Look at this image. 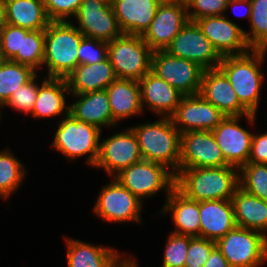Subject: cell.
Wrapping results in <instances>:
<instances>
[{
    "label": "cell",
    "mask_w": 267,
    "mask_h": 267,
    "mask_svg": "<svg viewBox=\"0 0 267 267\" xmlns=\"http://www.w3.org/2000/svg\"><path fill=\"white\" fill-rule=\"evenodd\" d=\"M188 21L185 1L161 2L142 39L153 51L165 50Z\"/></svg>",
    "instance_id": "cell-15"
},
{
    "label": "cell",
    "mask_w": 267,
    "mask_h": 267,
    "mask_svg": "<svg viewBox=\"0 0 267 267\" xmlns=\"http://www.w3.org/2000/svg\"><path fill=\"white\" fill-rule=\"evenodd\" d=\"M37 72L12 60L0 63V104L4 105L19 87L29 82Z\"/></svg>",
    "instance_id": "cell-31"
},
{
    "label": "cell",
    "mask_w": 267,
    "mask_h": 267,
    "mask_svg": "<svg viewBox=\"0 0 267 267\" xmlns=\"http://www.w3.org/2000/svg\"><path fill=\"white\" fill-rule=\"evenodd\" d=\"M215 243L230 267H260L267 261V236L261 232L235 226Z\"/></svg>",
    "instance_id": "cell-7"
},
{
    "label": "cell",
    "mask_w": 267,
    "mask_h": 267,
    "mask_svg": "<svg viewBox=\"0 0 267 267\" xmlns=\"http://www.w3.org/2000/svg\"><path fill=\"white\" fill-rule=\"evenodd\" d=\"M143 160L138 139L131 127L100 142L99 155L94 167L103 168L115 177L123 169Z\"/></svg>",
    "instance_id": "cell-13"
},
{
    "label": "cell",
    "mask_w": 267,
    "mask_h": 267,
    "mask_svg": "<svg viewBox=\"0 0 267 267\" xmlns=\"http://www.w3.org/2000/svg\"><path fill=\"white\" fill-rule=\"evenodd\" d=\"M92 211L109 223L138 222L141 223L143 203L115 177L112 182L103 186L95 201Z\"/></svg>",
    "instance_id": "cell-10"
},
{
    "label": "cell",
    "mask_w": 267,
    "mask_h": 267,
    "mask_svg": "<svg viewBox=\"0 0 267 267\" xmlns=\"http://www.w3.org/2000/svg\"><path fill=\"white\" fill-rule=\"evenodd\" d=\"M252 12L249 20L251 31L245 33L252 49L261 56L263 62L267 55V0H250Z\"/></svg>",
    "instance_id": "cell-32"
},
{
    "label": "cell",
    "mask_w": 267,
    "mask_h": 267,
    "mask_svg": "<svg viewBox=\"0 0 267 267\" xmlns=\"http://www.w3.org/2000/svg\"><path fill=\"white\" fill-rule=\"evenodd\" d=\"M153 50L142 36L122 34L107 42V57L117 78L139 81L151 71Z\"/></svg>",
    "instance_id": "cell-6"
},
{
    "label": "cell",
    "mask_w": 267,
    "mask_h": 267,
    "mask_svg": "<svg viewBox=\"0 0 267 267\" xmlns=\"http://www.w3.org/2000/svg\"><path fill=\"white\" fill-rule=\"evenodd\" d=\"M22 28L7 23L0 26V53L3 60H11L21 52Z\"/></svg>",
    "instance_id": "cell-39"
},
{
    "label": "cell",
    "mask_w": 267,
    "mask_h": 267,
    "mask_svg": "<svg viewBox=\"0 0 267 267\" xmlns=\"http://www.w3.org/2000/svg\"><path fill=\"white\" fill-rule=\"evenodd\" d=\"M103 2L106 5L113 6L115 0H98Z\"/></svg>",
    "instance_id": "cell-48"
},
{
    "label": "cell",
    "mask_w": 267,
    "mask_h": 267,
    "mask_svg": "<svg viewBox=\"0 0 267 267\" xmlns=\"http://www.w3.org/2000/svg\"><path fill=\"white\" fill-rule=\"evenodd\" d=\"M169 55L196 62L204 69L218 68L222 56L195 22L188 21L164 50Z\"/></svg>",
    "instance_id": "cell-11"
},
{
    "label": "cell",
    "mask_w": 267,
    "mask_h": 267,
    "mask_svg": "<svg viewBox=\"0 0 267 267\" xmlns=\"http://www.w3.org/2000/svg\"><path fill=\"white\" fill-rule=\"evenodd\" d=\"M84 35L71 21H51L45 29L43 66L47 76L66 78L78 65V49Z\"/></svg>",
    "instance_id": "cell-3"
},
{
    "label": "cell",
    "mask_w": 267,
    "mask_h": 267,
    "mask_svg": "<svg viewBox=\"0 0 267 267\" xmlns=\"http://www.w3.org/2000/svg\"><path fill=\"white\" fill-rule=\"evenodd\" d=\"M199 94L225 116L251 114L239 101L226 75L219 69H205Z\"/></svg>",
    "instance_id": "cell-19"
},
{
    "label": "cell",
    "mask_w": 267,
    "mask_h": 267,
    "mask_svg": "<svg viewBox=\"0 0 267 267\" xmlns=\"http://www.w3.org/2000/svg\"><path fill=\"white\" fill-rule=\"evenodd\" d=\"M66 94H70L66 78L46 77L38 88L31 116L34 118H53L70 113V105L66 103Z\"/></svg>",
    "instance_id": "cell-26"
},
{
    "label": "cell",
    "mask_w": 267,
    "mask_h": 267,
    "mask_svg": "<svg viewBox=\"0 0 267 267\" xmlns=\"http://www.w3.org/2000/svg\"><path fill=\"white\" fill-rule=\"evenodd\" d=\"M226 116L199 93L182 96L170 117L182 134L187 131H212Z\"/></svg>",
    "instance_id": "cell-16"
},
{
    "label": "cell",
    "mask_w": 267,
    "mask_h": 267,
    "mask_svg": "<svg viewBox=\"0 0 267 267\" xmlns=\"http://www.w3.org/2000/svg\"><path fill=\"white\" fill-rule=\"evenodd\" d=\"M83 0H44L48 18L51 21H69L75 16ZM69 17V18H68Z\"/></svg>",
    "instance_id": "cell-42"
},
{
    "label": "cell",
    "mask_w": 267,
    "mask_h": 267,
    "mask_svg": "<svg viewBox=\"0 0 267 267\" xmlns=\"http://www.w3.org/2000/svg\"><path fill=\"white\" fill-rule=\"evenodd\" d=\"M105 90L116 123L144 113L138 81L117 78Z\"/></svg>",
    "instance_id": "cell-27"
},
{
    "label": "cell",
    "mask_w": 267,
    "mask_h": 267,
    "mask_svg": "<svg viewBox=\"0 0 267 267\" xmlns=\"http://www.w3.org/2000/svg\"><path fill=\"white\" fill-rule=\"evenodd\" d=\"M115 178L142 202L164 190L166 198L175 187V175L164 165L141 160L123 169ZM143 199V200H142Z\"/></svg>",
    "instance_id": "cell-8"
},
{
    "label": "cell",
    "mask_w": 267,
    "mask_h": 267,
    "mask_svg": "<svg viewBox=\"0 0 267 267\" xmlns=\"http://www.w3.org/2000/svg\"><path fill=\"white\" fill-rule=\"evenodd\" d=\"M121 255L118 260L112 265V267H138L134 257L122 258Z\"/></svg>",
    "instance_id": "cell-46"
},
{
    "label": "cell",
    "mask_w": 267,
    "mask_h": 267,
    "mask_svg": "<svg viewBox=\"0 0 267 267\" xmlns=\"http://www.w3.org/2000/svg\"><path fill=\"white\" fill-rule=\"evenodd\" d=\"M194 22L222 57L243 55L252 50L246 40L245 30L225 15L204 17Z\"/></svg>",
    "instance_id": "cell-18"
},
{
    "label": "cell",
    "mask_w": 267,
    "mask_h": 267,
    "mask_svg": "<svg viewBox=\"0 0 267 267\" xmlns=\"http://www.w3.org/2000/svg\"><path fill=\"white\" fill-rule=\"evenodd\" d=\"M67 267H112L123 253L112 247L97 246L67 238Z\"/></svg>",
    "instance_id": "cell-30"
},
{
    "label": "cell",
    "mask_w": 267,
    "mask_h": 267,
    "mask_svg": "<svg viewBox=\"0 0 267 267\" xmlns=\"http://www.w3.org/2000/svg\"><path fill=\"white\" fill-rule=\"evenodd\" d=\"M54 135L52 146L69 160L88 154L86 163L95 166L100 146L101 131L98 127L63 114Z\"/></svg>",
    "instance_id": "cell-5"
},
{
    "label": "cell",
    "mask_w": 267,
    "mask_h": 267,
    "mask_svg": "<svg viewBox=\"0 0 267 267\" xmlns=\"http://www.w3.org/2000/svg\"><path fill=\"white\" fill-rule=\"evenodd\" d=\"M248 162L267 164V132L260 135L253 133Z\"/></svg>",
    "instance_id": "cell-43"
},
{
    "label": "cell",
    "mask_w": 267,
    "mask_h": 267,
    "mask_svg": "<svg viewBox=\"0 0 267 267\" xmlns=\"http://www.w3.org/2000/svg\"><path fill=\"white\" fill-rule=\"evenodd\" d=\"M238 6L239 7L243 6L244 8L245 7L247 8L246 12L244 13L245 15H242V16L239 15V16L242 17V18L248 17V19L250 20L251 12H252V7H251L250 0H228L226 9H229L231 7V9L234 12V14L237 15V13L235 12L234 8H239ZM243 7H242V9H243Z\"/></svg>",
    "instance_id": "cell-45"
},
{
    "label": "cell",
    "mask_w": 267,
    "mask_h": 267,
    "mask_svg": "<svg viewBox=\"0 0 267 267\" xmlns=\"http://www.w3.org/2000/svg\"><path fill=\"white\" fill-rule=\"evenodd\" d=\"M141 105L150 108L158 118L171 117L176 111L181 97L183 96L173 86L158 78L151 71L143 76L139 81Z\"/></svg>",
    "instance_id": "cell-20"
},
{
    "label": "cell",
    "mask_w": 267,
    "mask_h": 267,
    "mask_svg": "<svg viewBox=\"0 0 267 267\" xmlns=\"http://www.w3.org/2000/svg\"><path fill=\"white\" fill-rule=\"evenodd\" d=\"M229 165L212 131H187L181 134L179 169Z\"/></svg>",
    "instance_id": "cell-14"
},
{
    "label": "cell",
    "mask_w": 267,
    "mask_h": 267,
    "mask_svg": "<svg viewBox=\"0 0 267 267\" xmlns=\"http://www.w3.org/2000/svg\"><path fill=\"white\" fill-rule=\"evenodd\" d=\"M163 213H172L175 230L172 233L199 236L200 237V214L199 202L187 198L174 187L164 201Z\"/></svg>",
    "instance_id": "cell-25"
},
{
    "label": "cell",
    "mask_w": 267,
    "mask_h": 267,
    "mask_svg": "<svg viewBox=\"0 0 267 267\" xmlns=\"http://www.w3.org/2000/svg\"><path fill=\"white\" fill-rule=\"evenodd\" d=\"M162 2H168V1H182V0H161Z\"/></svg>",
    "instance_id": "cell-49"
},
{
    "label": "cell",
    "mask_w": 267,
    "mask_h": 267,
    "mask_svg": "<svg viewBox=\"0 0 267 267\" xmlns=\"http://www.w3.org/2000/svg\"><path fill=\"white\" fill-rule=\"evenodd\" d=\"M215 246V241L191 236L184 267H203Z\"/></svg>",
    "instance_id": "cell-40"
},
{
    "label": "cell",
    "mask_w": 267,
    "mask_h": 267,
    "mask_svg": "<svg viewBox=\"0 0 267 267\" xmlns=\"http://www.w3.org/2000/svg\"><path fill=\"white\" fill-rule=\"evenodd\" d=\"M137 136L143 160L159 163L174 175L179 170L181 134L171 118L131 127Z\"/></svg>",
    "instance_id": "cell-2"
},
{
    "label": "cell",
    "mask_w": 267,
    "mask_h": 267,
    "mask_svg": "<svg viewBox=\"0 0 267 267\" xmlns=\"http://www.w3.org/2000/svg\"><path fill=\"white\" fill-rule=\"evenodd\" d=\"M200 237L217 241L236 226L231 199L199 201Z\"/></svg>",
    "instance_id": "cell-22"
},
{
    "label": "cell",
    "mask_w": 267,
    "mask_h": 267,
    "mask_svg": "<svg viewBox=\"0 0 267 267\" xmlns=\"http://www.w3.org/2000/svg\"><path fill=\"white\" fill-rule=\"evenodd\" d=\"M228 0H185L189 21L225 15ZM191 10V12H190Z\"/></svg>",
    "instance_id": "cell-38"
},
{
    "label": "cell",
    "mask_w": 267,
    "mask_h": 267,
    "mask_svg": "<svg viewBox=\"0 0 267 267\" xmlns=\"http://www.w3.org/2000/svg\"><path fill=\"white\" fill-rule=\"evenodd\" d=\"M204 70L196 62L171 56L164 50L152 53L151 72L169 83L183 96L200 92Z\"/></svg>",
    "instance_id": "cell-9"
},
{
    "label": "cell",
    "mask_w": 267,
    "mask_h": 267,
    "mask_svg": "<svg viewBox=\"0 0 267 267\" xmlns=\"http://www.w3.org/2000/svg\"><path fill=\"white\" fill-rule=\"evenodd\" d=\"M50 22L44 0H3V23L28 30H45Z\"/></svg>",
    "instance_id": "cell-28"
},
{
    "label": "cell",
    "mask_w": 267,
    "mask_h": 267,
    "mask_svg": "<svg viewBox=\"0 0 267 267\" xmlns=\"http://www.w3.org/2000/svg\"><path fill=\"white\" fill-rule=\"evenodd\" d=\"M38 74H36L29 82L25 85L19 87L14 93L11 95L9 100L3 105L4 107L10 106L19 112H23L24 114H31L35 101L38 95L39 84L36 82Z\"/></svg>",
    "instance_id": "cell-37"
},
{
    "label": "cell",
    "mask_w": 267,
    "mask_h": 267,
    "mask_svg": "<svg viewBox=\"0 0 267 267\" xmlns=\"http://www.w3.org/2000/svg\"><path fill=\"white\" fill-rule=\"evenodd\" d=\"M107 58V42L83 37L78 49L80 64H93Z\"/></svg>",
    "instance_id": "cell-41"
},
{
    "label": "cell",
    "mask_w": 267,
    "mask_h": 267,
    "mask_svg": "<svg viewBox=\"0 0 267 267\" xmlns=\"http://www.w3.org/2000/svg\"><path fill=\"white\" fill-rule=\"evenodd\" d=\"M175 187L187 198L198 202L228 200L239 187V169L231 165L179 169Z\"/></svg>",
    "instance_id": "cell-1"
},
{
    "label": "cell",
    "mask_w": 267,
    "mask_h": 267,
    "mask_svg": "<svg viewBox=\"0 0 267 267\" xmlns=\"http://www.w3.org/2000/svg\"><path fill=\"white\" fill-rule=\"evenodd\" d=\"M116 79L108 57L97 63L80 64L66 77L70 94L104 90Z\"/></svg>",
    "instance_id": "cell-23"
},
{
    "label": "cell",
    "mask_w": 267,
    "mask_h": 267,
    "mask_svg": "<svg viewBox=\"0 0 267 267\" xmlns=\"http://www.w3.org/2000/svg\"><path fill=\"white\" fill-rule=\"evenodd\" d=\"M45 30H28L22 28L21 52L11 60L22 65L37 69L43 67Z\"/></svg>",
    "instance_id": "cell-33"
},
{
    "label": "cell",
    "mask_w": 267,
    "mask_h": 267,
    "mask_svg": "<svg viewBox=\"0 0 267 267\" xmlns=\"http://www.w3.org/2000/svg\"><path fill=\"white\" fill-rule=\"evenodd\" d=\"M256 114L245 116H226L212 130L225 161L238 169L248 163L253 134L239 125V120L246 117L250 125L255 122Z\"/></svg>",
    "instance_id": "cell-12"
},
{
    "label": "cell",
    "mask_w": 267,
    "mask_h": 267,
    "mask_svg": "<svg viewBox=\"0 0 267 267\" xmlns=\"http://www.w3.org/2000/svg\"><path fill=\"white\" fill-rule=\"evenodd\" d=\"M74 17L84 37L110 42L123 34L113 7L101 1L83 0Z\"/></svg>",
    "instance_id": "cell-17"
},
{
    "label": "cell",
    "mask_w": 267,
    "mask_h": 267,
    "mask_svg": "<svg viewBox=\"0 0 267 267\" xmlns=\"http://www.w3.org/2000/svg\"><path fill=\"white\" fill-rule=\"evenodd\" d=\"M25 166L9 149L0 151V196L10 197L25 179Z\"/></svg>",
    "instance_id": "cell-34"
},
{
    "label": "cell",
    "mask_w": 267,
    "mask_h": 267,
    "mask_svg": "<svg viewBox=\"0 0 267 267\" xmlns=\"http://www.w3.org/2000/svg\"><path fill=\"white\" fill-rule=\"evenodd\" d=\"M236 226L255 230L267 236V201L240 186L231 198Z\"/></svg>",
    "instance_id": "cell-29"
},
{
    "label": "cell",
    "mask_w": 267,
    "mask_h": 267,
    "mask_svg": "<svg viewBox=\"0 0 267 267\" xmlns=\"http://www.w3.org/2000/svg\"><path fill=\"white\" fill-rule=\"evenodd\" d=\"M239 186L267 201V164L248 162L239 169Z\"/></svg>",
    "instance_id": "cell-35"
},
{
    "label": "cell",
    "mask_w": 267,
    "mask_h": 267,
    "mask_svg": "<svg viewBox=\"0 0 267 267\" xmlns=\"http://www.w3.org/2000/svg\"><path fill=\"white\" fill-rule=\"evenodd\" d=\"M161 0H115L113 10L123 34L142 36L154 19Z\"/></svg>",
    "instance_id": "cell-21"
},
{
    "label": "cell",
    "mask_w": 267,
    "mask_h": 267,
    "mask_svg": "<svg viewBox=\"0 0 267 267\" xmlns=\"http://www.w3.org/2000/svg\"><path fill=\"white\" fill-rule=\"evenodd\" d=\"M191 236L171 233L168 236L162 267H184Z\"/></svg>",
    "instance_id": "cell-36"
},
{
    "label": "cell",
    "mask_w": 267,
    "mask_h": 267,
    "mask_svg": "<svg viewBox=\"0 0 267 267\" xmlns=\"http://www.w3.org/2000/svg\"><path fill=\"white\" fill-rule=\"evenodd\" d=\"M263 60L252 49L243 55L224 56L218 68L226 75L240 103L252 114H257L264 76L260 71Z\"/></svg>",
    "instance_id": "cell-4"
},
{
    "label": "cell",
    "mask_w": 267,
    "mask_h": 267,
    "mask_svg": "<svg viewBox=\"0 0 267 267\" xmlns=\"http://www.w3.org/2000/svg\"><path fill=\"white\" fill-rule=\"evenodd\" d=\"M78 98L70 105V114L76 119L98 127H110L118 124L112 118L111 107L106 90L83 94H70Z\"/></svg>",
    "instance_id": "cell-24"
},
{
    "label": "cell",
    "mask_w": 267,
    "mask_h": 267,
    "mask_svg": "<svg viewBox=\"0 0 267 267\" xmlns=\"http://www.w3.org/2000/svg\"><path fill=\"white\" fill-rule=\"evenodd\" d=\"M203 267H230L226 258L220 250L215 246Z\"/></svg>",
    "instance_id": "cell-44"
},
{
    "label": "cell",
    "mask_w": 267,
    "mask_h": 267,
    "mask_svg": "<svg viewBox=\"0 0 267 267\" xmlns=\"http://www.w3.org/2000/svg\"><path fill=\"white\" fill-rule=\"evenodd\" d=\"M0 23H3V0H0Z\"/></svg>",
    "instance_id": "cell-47"
}]
</instances>
